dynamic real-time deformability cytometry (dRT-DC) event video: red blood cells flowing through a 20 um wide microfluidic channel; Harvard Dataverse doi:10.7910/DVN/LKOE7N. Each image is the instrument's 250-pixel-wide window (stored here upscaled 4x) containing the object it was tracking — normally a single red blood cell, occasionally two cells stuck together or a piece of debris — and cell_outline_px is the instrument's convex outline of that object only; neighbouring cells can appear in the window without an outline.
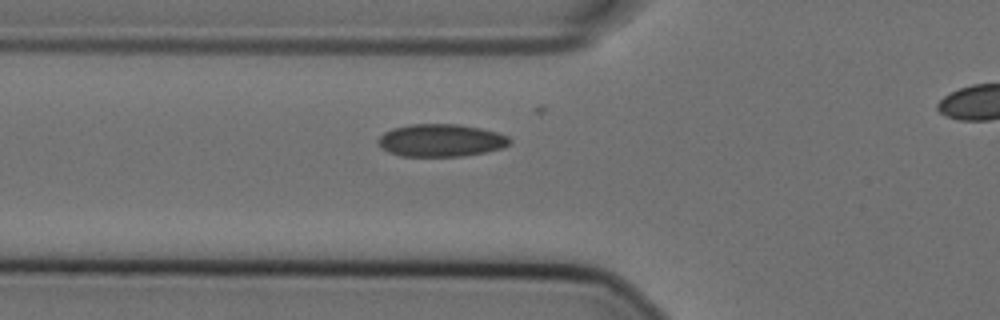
{"species": "Egyptian fruit bat (a non-hibernating species)", "species_latin": "Rousettus aegyptiacus", "temperature_condition": "cold", "stored_images_in_passage": 35, "camera_frame_rate_fps": 3000, "um_per_image_px": 0.085, "animal": {"sex": "female"}, "frame": {"image": 1, "passage_image": 10, "time_ms": 3.0, "image_size_px": [1000, 320], "cell_outline_px": [[512, 144], [504, 148], [484, 152], [460, 156], [400, 156], [388, 152], [376, 140], [384, 132], [392, 128], [412, 124], [456, 124], [480, 128], [496, 132], [508, 136], [512, 140]], "centroid_in_image_um": [37.5, 11.93], "position_along_channel_um": 88.3, "area_um2": 24.97}}
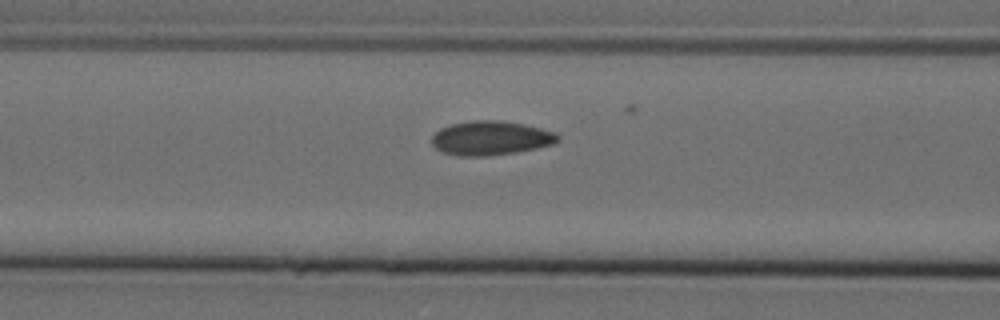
{"frame": {"image": 2, "passage_image": 13, "time_ms": 4.0, "image_size_px": [1000, 320], "cell_outline_px": [[560, 140], [556, 144], [516, 152], [488, 156], [456, 156], [444, 152], [436, 148], [432, 144], [432, 136], [440, 128], [452, 124], [472, 120], [500, 120], [524, 124], [556, 132], [560, 136]], "centroid_in_image_um": [41.75, 11.74], "position_along_channel_um": 124.9, "area_um2": 25.26}}
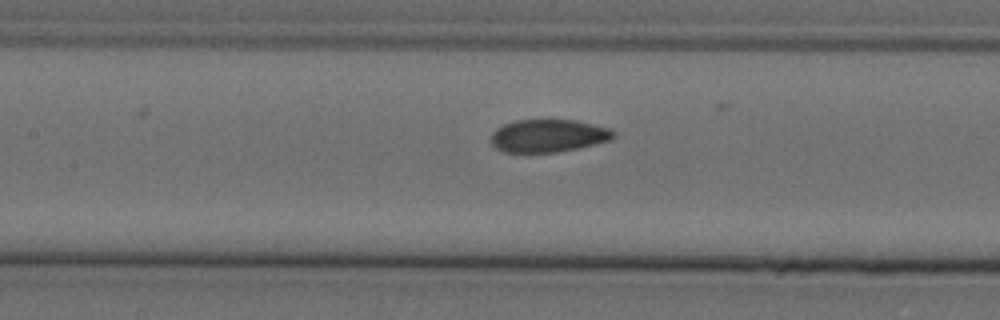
{"frame": {"image": 3, "passage_image": 16, "time_ms": 5.0, "image_size_px": [1000, 320], "cell_outline_px": [[616, 136], [612, 140], [576, 148], [556, 152], [504, 152], [496, 148], [492, 144], [492, 132], [496, 128], [504, 124], [516, 120], [572, 120], [612, 128], [616, 132]], "centroid_in_image_um": [46.63, 11.53], "position_along_channel_um": 160.8, "area_um2": 23.35}}